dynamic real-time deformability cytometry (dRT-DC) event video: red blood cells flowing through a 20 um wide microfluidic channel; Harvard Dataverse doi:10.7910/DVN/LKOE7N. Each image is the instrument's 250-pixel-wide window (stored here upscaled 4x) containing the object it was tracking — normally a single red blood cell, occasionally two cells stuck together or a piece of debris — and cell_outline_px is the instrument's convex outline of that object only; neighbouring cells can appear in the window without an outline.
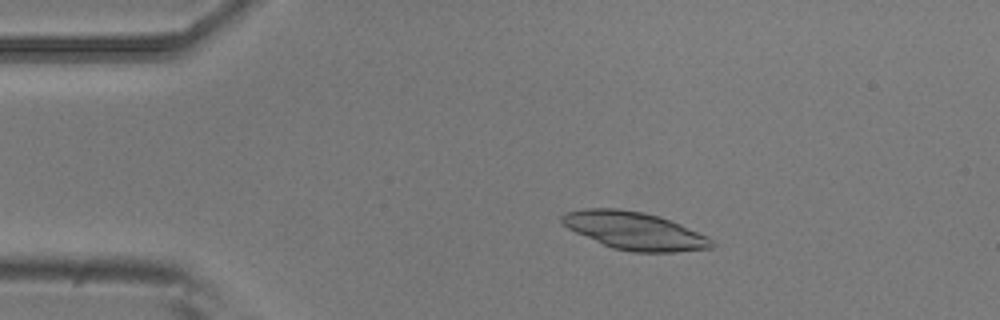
{"species": "common noctule bat (a hibernating species)", "species_latin": "Nyctalus noctula", "temperature_condition": "room temperature", "stored_images_in_passage": 3, "camera_frame_rate_fps": 3000, "um_per_image_px": 0.085, "animal": {"sex": "male", "body_mass_g": 20.5, "forearm_length_mm": 52.5}, "frame": {"image": 1, "passage_image": 2, "time_ms": 0.333, "image_size_px": [1000, 320], "cell_outline_px": [[716, 244], [712, 248], [676, 252], [632, 252], [612, 248], [576, 232], [568, 228], [560, 220], [560, 216], [564, 212], [584, 208], [620, 208], [644, 212], [660, 216], [680, 224], [708, 236]], "centroid_in_image_um": [53.94, 19.61], "position_along_channel_um": 31.1, "area_um2": 33.06}}